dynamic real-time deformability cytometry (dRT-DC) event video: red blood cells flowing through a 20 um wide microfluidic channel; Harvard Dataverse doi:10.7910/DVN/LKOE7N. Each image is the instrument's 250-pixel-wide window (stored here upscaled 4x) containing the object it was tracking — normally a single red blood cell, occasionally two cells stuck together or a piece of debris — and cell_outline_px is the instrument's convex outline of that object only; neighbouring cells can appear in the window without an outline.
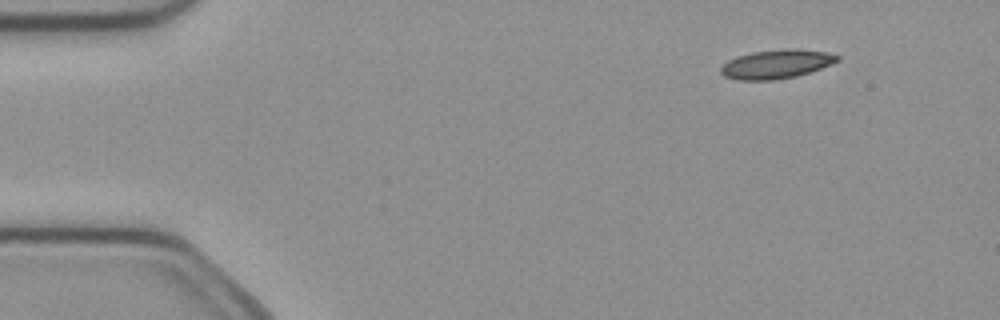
{"species": "common noctule bat (a hibernating species)", "species_latin": "Nyctalus noctula", "temperature_condition": "cold", "stored_images_in_passage": 4, "camera_frame_rate_fps": 3000, "um_per_image_px": 0.085, "animal": {"sex": "female", "body_mass_g": 21.9}, "frame": {"image": 1, "passage_image": 1, "time_ms": 0.0, "image_size_px": [1000, 320], "cell_outline_px": [[840, 60], [820, 68], [796, 76], [776, 80], [736, 80], [724, 76], [720, 72], [720, 68], [728, 60], [752, 52], [788, 48], [796, 48], [824, 52], [840, 56]], "centroid_in_image_um": [65.97, 5.45], "position_along_channel_um": 19.0, "area_um2": 19.48}}
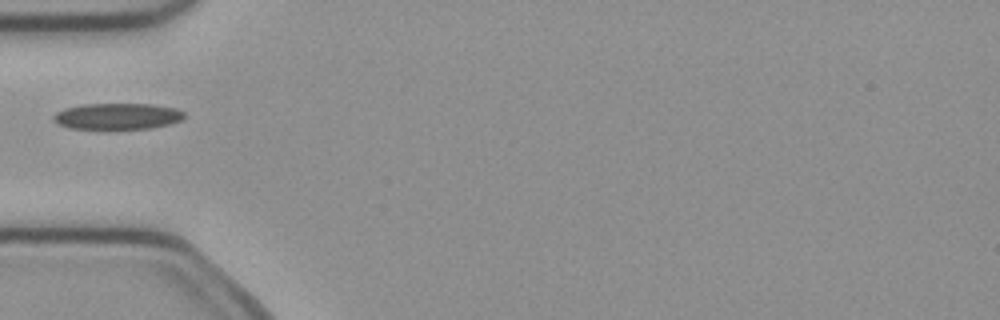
{"frame": {"image": 2, "passage_image": 4, "time_ms": 1.0, "image_size_px": [1000, 320], "cell_outline_px": [[184, 116], [180, 120], [172, 124], [152, 128], [112, 132], [108, 132], [68, 128], [56, 124], [52, 120], [52, 116], [56, 112], [64, 108], [84, 104], [152, 104], [176, 108], [184, 112]], "centroid_in_image_um": [9.92, 9.94], "position_along_channel_um": 75.1, "area_um2": 21.27}}